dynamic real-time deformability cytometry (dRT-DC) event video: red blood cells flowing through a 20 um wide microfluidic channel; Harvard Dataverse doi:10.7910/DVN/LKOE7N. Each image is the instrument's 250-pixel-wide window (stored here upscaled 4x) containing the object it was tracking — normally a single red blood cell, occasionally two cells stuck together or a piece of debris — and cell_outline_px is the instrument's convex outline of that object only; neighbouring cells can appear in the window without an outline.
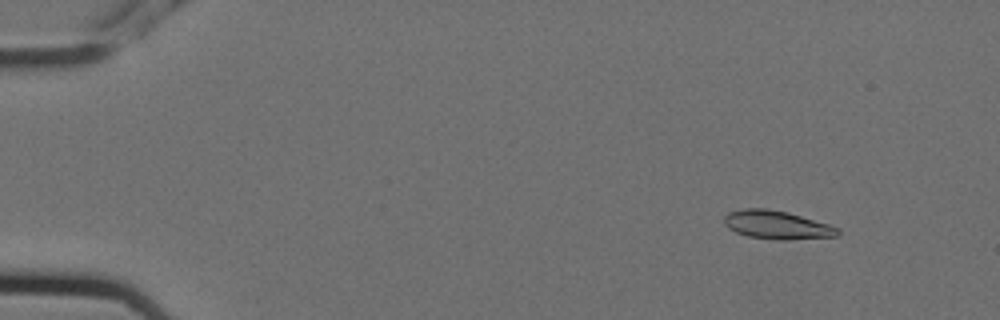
{"species": "Egyptian fruit bat (a non-hibernating species)", "species_latin": "Rousettus aegyptiacus", "temperature_condition": "cold", "stored_images_in_passage": 6, "camera_frame_rate_fps": 3000, "um_per_image_px": 0.085, "animal": {"sex": "female"}, "frame": {"image": 1, "passage_image": 2, "time_ms": 0.333, "image_size_px": [1000, 320], "cell_outline_px": [[840, 232], [836, 236], [788, 240], [776, 240], [748, 236], [736, 232], [728, 228], [724, 224], [724, 216], [728, 212], [744, 208], [768, 208], [788, 212], [828, 224], [840, 228]], "centroid_in_image_um": [66.02, 19.11], "position_along_channel_um": 19.0, "area_um2": 18.9}}
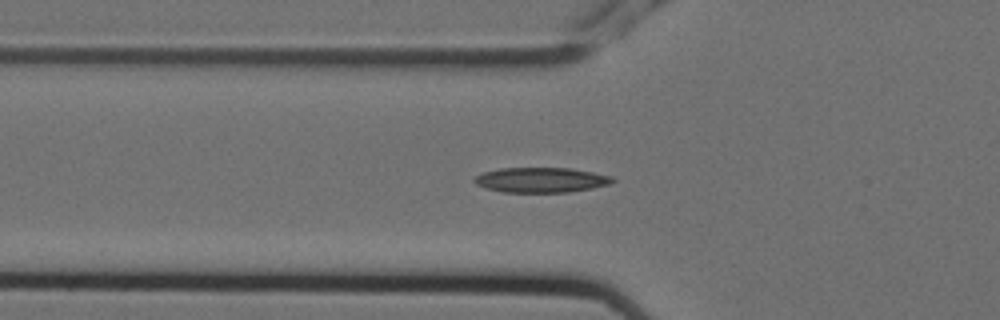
{"frame": {"image": 2, "passage_image": 6, "time_ms": 1.667, "image_size_px": [1000, 320], "cell_outline_px": [[616, 180], [608, 184], [592, 188], [568, 192], [504, 192], [484, 188], [476, 184], [472, 180], [476, 176], [484, 172], [500, 168], [568, 168], [592, 172], [612, 176]], "centroid_in_image_um": [45.96, 15.3], "position_along_channel_um": 79.8, "area_um2": 20.06}}